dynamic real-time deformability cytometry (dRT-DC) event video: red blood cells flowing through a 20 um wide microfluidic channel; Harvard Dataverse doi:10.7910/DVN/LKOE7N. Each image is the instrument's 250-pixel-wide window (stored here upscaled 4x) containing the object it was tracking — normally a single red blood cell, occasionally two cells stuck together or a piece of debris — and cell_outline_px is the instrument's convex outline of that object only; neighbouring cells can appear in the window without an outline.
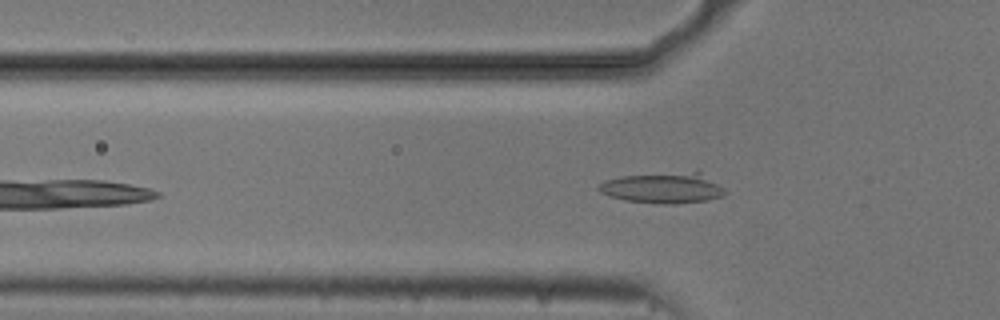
{"species": "common noctule bat (a hibernating species)", "species_latin": "Nyctalus noctula", "temperature_condition": "cold", "stored_images_in_passage": 34, "camera_frame_rate_fps": 3000, "um_per_image_px": 0.085, "animal": {"sex": "male", "body_mass_g": 20.5, "forearm_length_mm": 52.5}, "frame": {"image": 1, "passage_image": 7, "time_ms": 2.0, "image_size_px": [1000, 320], "cell_outline_px": [[728, 192], [724, 196], [708, 200], [672, 204], [668, 204], [624, 200], [600, 192], [596, 188], [604, 180], [624, 176], [692, 172], [700, 172], [724, 188]], "centroid_in_image_um": [56.39, 15.99], "position_along_channel_um": 69.4, "area_um2": 22.14}}
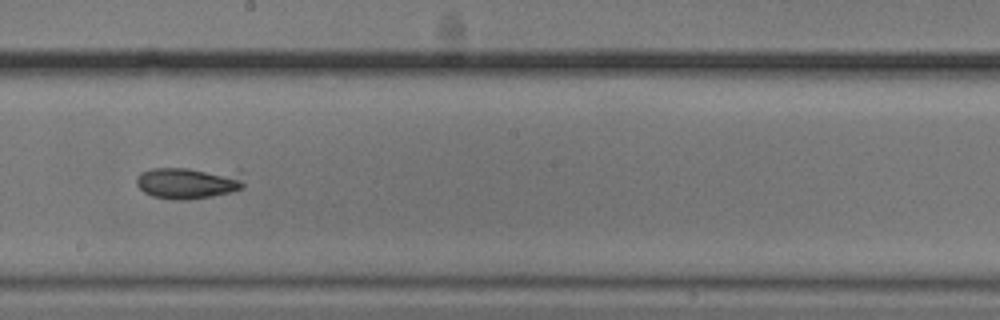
{"frame": {"image": 2, "passage_image": 20, "time_ms": 6.333, "image_size_px": [1000, 320], "cell_outline_px": [[244, 188], [232, 192], [212, 196], [184, 200], [180, 200], [152, 196], [144, 192], [136, 184], [136, 176], [140, 172], [152, 168], [240, 168], [244, 184]], "centroid_in_image_um": [16.11, 15.49], "position_along_channel_um": 232.1, "area_um2": 20.81}}
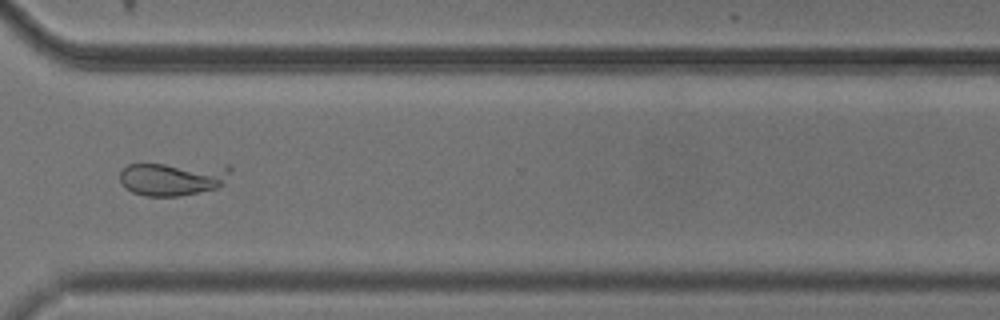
{"frame": {"image": 3, "passage_image": 30, "time_ms": 9.667, "image_size_px": [1000, 320], "cell_outline_px": [[232, 168], [224, 184], [216, 188], [180, 196], [144, 196], [132, 192], [124, 188], [120, 184], [120, 172], [128, 164], [228, 164]], "centroid_in_image_um": [14.7, 15.17], "position_along_channel_um": 355.9, "area_um2": 22.02}}